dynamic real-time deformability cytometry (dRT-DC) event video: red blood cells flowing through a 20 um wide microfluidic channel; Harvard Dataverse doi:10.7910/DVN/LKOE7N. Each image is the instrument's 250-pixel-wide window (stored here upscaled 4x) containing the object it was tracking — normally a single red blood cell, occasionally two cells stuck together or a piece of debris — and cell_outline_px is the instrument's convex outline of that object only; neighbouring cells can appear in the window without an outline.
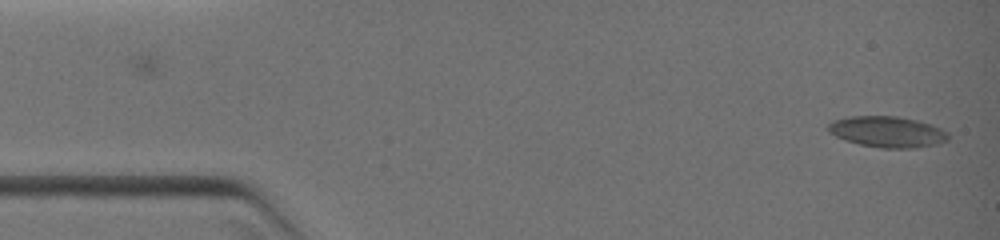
{"species": "common noctule bat (a hibernating species)", "species_latin": "Nyctalus noctula", "temperature_condition": "warm", "stored_images_in_passage": 22, "camera_frame_rate_fps": 3000, "um_per_image_px": 0.085, "animal": {"sex": "female", "body_mass_g": 19.0, "forearm_length_mm": 51.5}, "frame": {"image": 1, "passage_image": 1, "time_ms": 0.0, "image_size_px": [1000, 240], "cell_outline_px": [[948, 140], [936, 144], [916, 148], [880, 148], [860, 144], [844, 140], [828, 132], [828, 124], [832, 120], [852, 116], [896, 116], [916, 120], [940, 128], [948, 132]], "centroid_in_image_um": [75.4, 11.21], "position_along_channel_um": 9.6, "area_um2": 21.62}}
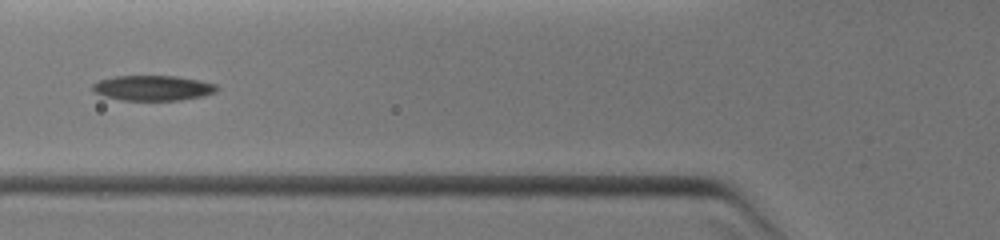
{"frame": {"image": 2, "passage_image": 15, "time_ms": 4.667, "image_size_px": [1000, 240], "cell_outline_px": [[220, 88], [216, 92], [204, 96], [180, 100], [124, 100], [104, 96], [92, 92], [92, 84], [100, 80], [116, 76], [176, 76], [200, 80], [216, 84]], "centroid_in_image_um": [13.02, 7.48], "position_along_channel_um": 112.8, "area_um2": 18.32}}
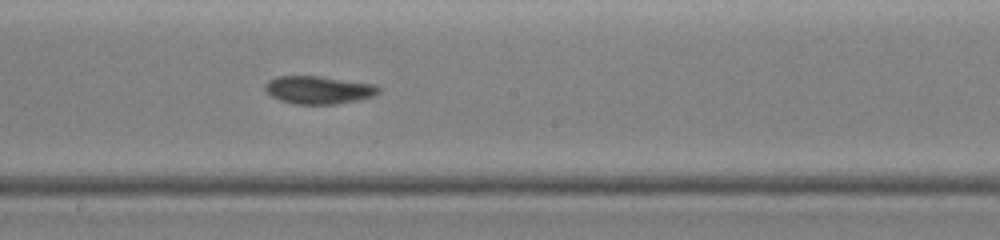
{"frame": {"image": 3, "passage_image": 22, "time_ms": 7.0, "image_size_px": [1000, 240], "cell_outline_px": [[380, 92], [376, 96], [360, 100], [336, 104], [296, 104], [280, 100], [272, 96], [264, 88], [264, 84], [268, 80], [276, 76], [320, 76], [376, 84], [380, 88]], "centroid_in_image_um": [27.12, 7.64], "position_along_channel_um": 221.1, "area_um2": 18.67}}